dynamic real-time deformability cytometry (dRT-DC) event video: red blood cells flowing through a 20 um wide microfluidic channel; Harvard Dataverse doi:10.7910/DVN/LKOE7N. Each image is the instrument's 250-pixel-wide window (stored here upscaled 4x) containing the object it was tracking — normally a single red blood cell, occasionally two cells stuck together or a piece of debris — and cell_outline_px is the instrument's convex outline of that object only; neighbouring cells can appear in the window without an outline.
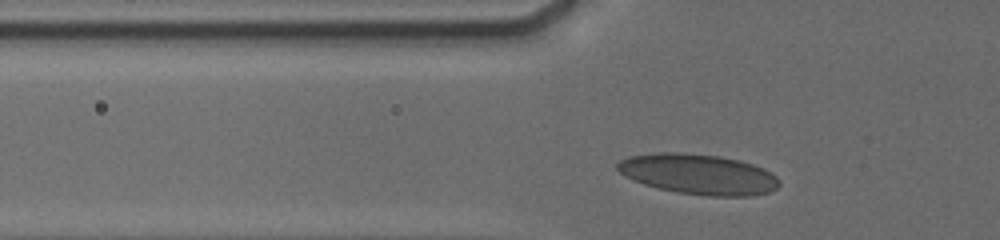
{"species": "human", "species_latin": "Homo sapiens", "temperature_condition": "cold", "stored_images_in_passage": 36, "camera_frame_rate_fps": 3000, "um_per_image_px": 0.085, "donor": {"sex": "male"}, "frame": {"image": 1, "passage_image": 7, "time_ms": 1.333, "image_size_px": [1000, 240], "cell_outline_px": [[780, 184], [776, 188], [768, 192], [748, 196], [708, 196], [676, 192], [644, 184], [632, 180], [624, 176], [616, 168], [616, 164], [620, 160], [628, 156], [656, 152], [680, 152], [720, 156], [740, 160], [764, 168], [776, 176], [780, 180]], "centroid_in_image_um": [59.35, 14.8], "position_along_channel_um": 66.5, "area_um2": 38.21}}
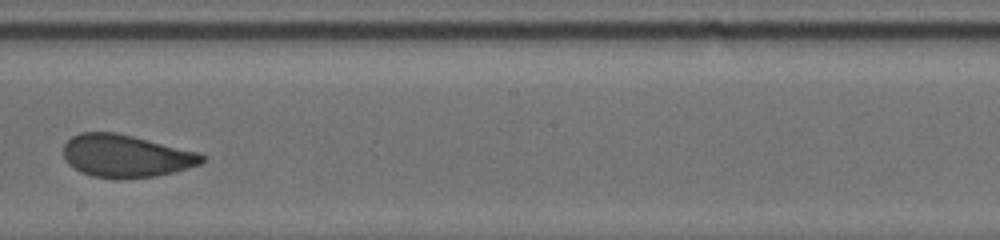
{"frame": {"image": 2, "passage_image": 23, "time_ms": 6.0, "image_size_px": [1000, 240], "cell_outline_px": [[204, 160], [200, 164], [188, 168], [156, 176], [92, 176], [80, 172], [68, 164], [64, 156], [64, 144], [72, 136], [80, 132], [116, 132], [200, 152], [204, 156]], "centroid_in_image_um": [10.7, 13.22], "position_along_channel_um": 237.5, "area_um2": 33.7}}
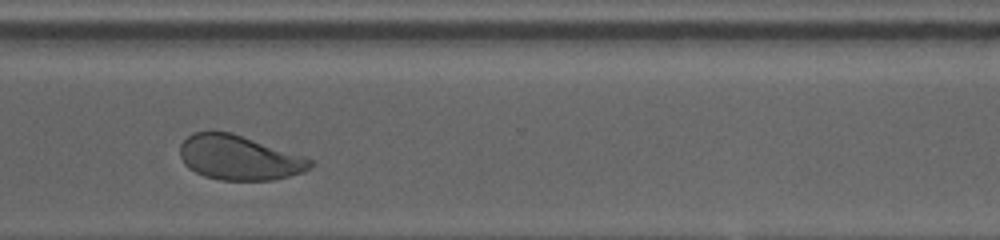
{"frame": {"image": 3, "passage_image": 35, "time_ms": 9.0, "image_size_px": [1000, 240], "cell_outline_px": [[312, 164], [304, 172], [272, 180], [220, 180], [204, 176], [188, 168], [184, 164], [180, 156], [180, 144], [192, 132], [232, 132], [304, 156], [312, 160]], "centroid_in_image_um": [20.3, 13.4], "position_along_channel_um": 350.3, "area_um2": 33.76}}